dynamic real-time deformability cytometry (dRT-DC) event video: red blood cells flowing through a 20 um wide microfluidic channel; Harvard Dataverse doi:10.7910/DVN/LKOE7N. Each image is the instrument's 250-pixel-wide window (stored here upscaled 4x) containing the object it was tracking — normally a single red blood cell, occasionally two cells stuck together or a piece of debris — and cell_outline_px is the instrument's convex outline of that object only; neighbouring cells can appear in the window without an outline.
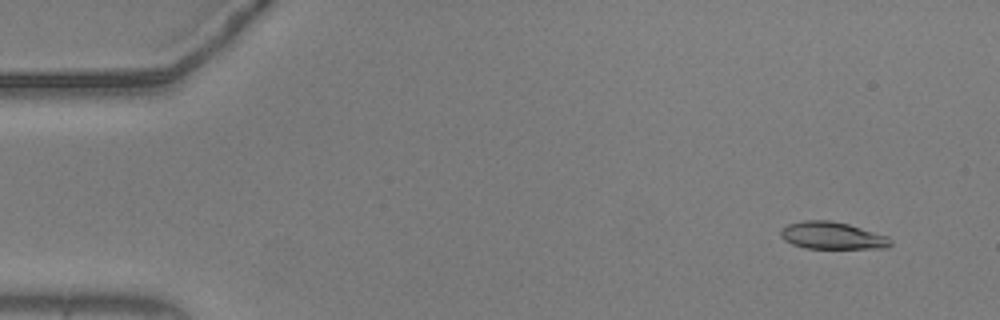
{"species": "common noctule bat (a hibernating species)", "species_latin": "Nyctalus noctula", "temperature_condition": "warm", "stored_images_in_passage": 55, "camera_frame_rate_fps": 3000, "um_per_image_px": 0.085, "animal": {"sex": "male", "body_mass_g": 20.5, "forearm_length_mm": 52.5}, "frame": {"image": 1, "passage_image": 4, "time_ms": 1.0, "image_size_px": [1000, 320], "cell_outline_px": [[892, 244], [888, 248], [804, 248], [792, 244], [784, 240], [780, 236], [780, 232], [788, 224], [804, 220], [828, 220], [848, 224], [888, 236], [892, 240]], "centroid_in_image_um": [70.75, 20.03], "position_along_channel_um": 14.2, "area_um2": 17.4}}
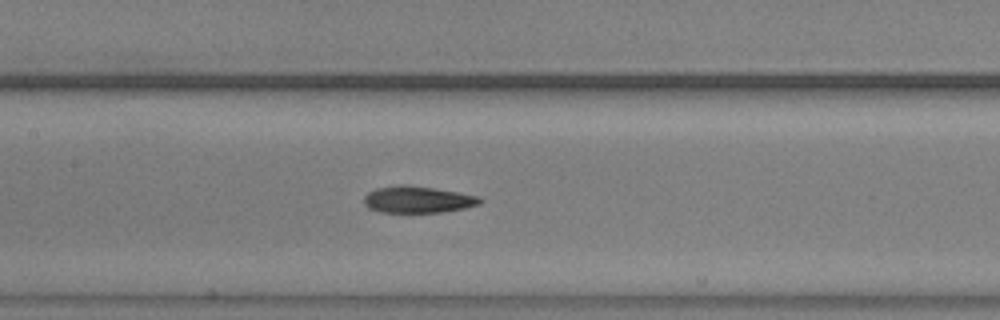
{"frame": {"image": 2, "passage_image": 26, "time_ms": 8.333, "image_size_px": [1000, 320], "cell_outline_px": [[484, 200], [480, 204], [464, 208], [444, 212], [380, 212], [368, 208], [364, 204], [364, 196], [368, 192], [376, 188], [400, 184], [408, 184], [480, 196]], "centroid_in_image_um": [35.5, 16.96], "position_along_channel_um": 171.9, "area_um2": 18.15}}
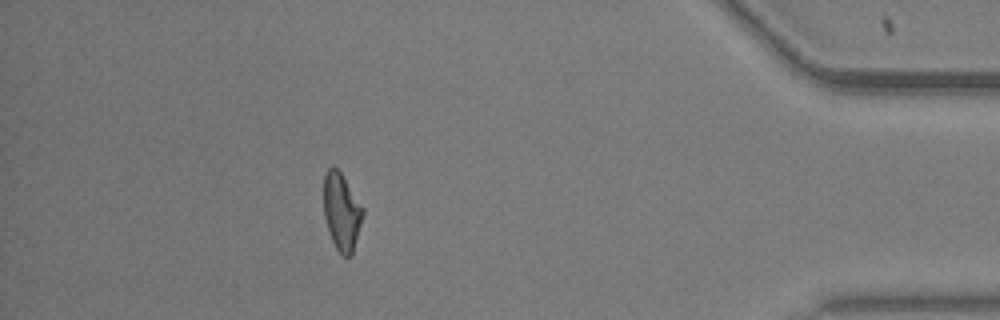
{"frame": {"image": 3, "passage_image": 49, "time_ms": 16.0, "image_size_px": [1000, 320], "cell_outline_px": [[364, 212], [352, 256], [344, 256], [336, 248], [328, 232], [324, 216], [324, 172], [332, 164], [340, 172], [364, 208]], "centroid_in_image_um": [29.03, 17.98], "position_along_channel_um": 406.2, "area_um2": 17.63}, "authors_computed_cell_mechanics": {"area_um2": 18.0914, "velocity_mm_per_s": 3.6881, "shape_relaxation_time_tau1_ms": 5.6864, "shape_relaxation_time_tau2_ms": 3.3406, "deformation_change_tau1": 0.193, "deformation_change_tau2": 0.1167}}